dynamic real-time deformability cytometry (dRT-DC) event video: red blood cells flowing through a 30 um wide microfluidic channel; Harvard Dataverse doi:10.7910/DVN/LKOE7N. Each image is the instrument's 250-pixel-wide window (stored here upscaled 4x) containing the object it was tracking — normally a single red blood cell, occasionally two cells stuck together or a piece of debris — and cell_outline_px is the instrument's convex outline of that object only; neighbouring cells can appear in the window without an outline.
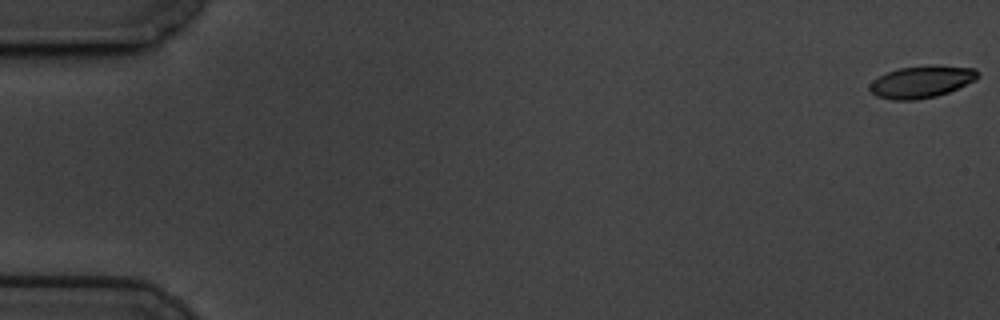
{"species": "common noctule bat (a hibernating species)", "species_latin": "Nyctalus noctula", "temperature_condition": "cold", "stored_images_in_passage": 60, "camera_frame_rate_fps": 3000, "um_per_image_px": 0.085, "animal": {"sex": "male", "body_mass_g": 19.5, "forearm_length_mm": 54.6}, "frame": {"image": 1, "passage_image": 1, "time_ms": 0.0, "image_size_px": [1000, 320], "cell_outline_px": [[980, 76], [976, 80], [948, 92], [936, 96], [916, 100], [892, 100], [876, 96], [868, 88], [868, 84], [872, 80], [888, 72], [900, 68], [976, 68], [980, 72]], "centroid_in_image_um": [78.28, 7.01], "position_along_channel_um": 6.7, "area_um2": 19.36}}
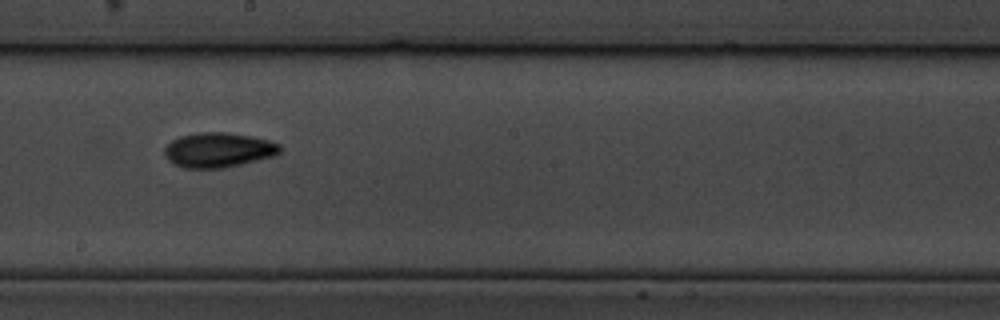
{"frame": {"image": 2, "passage_image": 34, "time_ms": 11.0, "image_size_px": [1000, 320], "cell_outline_px": [[280, 152], [276, 156], [224, 168], [184, 168], [168, 160], [164, 152], [164, 148], [172, 140], [180, 136], [200, 132], [228, 132], [252, 136], [268, 140], [280, 144]], "centroid_in_image_um": [18.58, 12.74], "position_along_channel_um": 229.6, "area_um2": 23.47}}
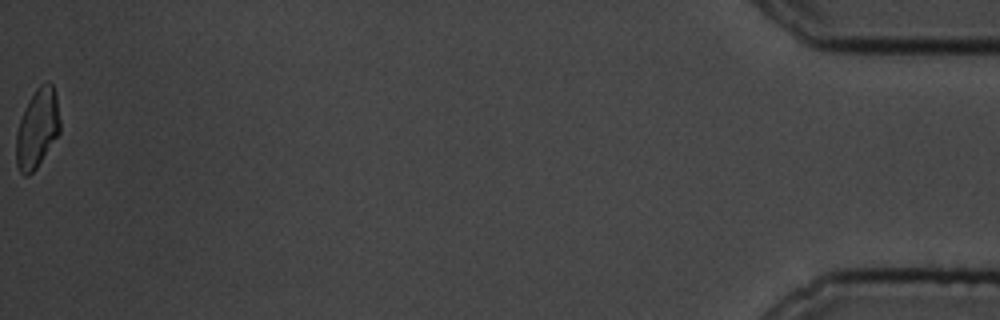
{"frame": {"image": 3, "passage_image": 60, "time_ms": 19.667, "image_size_px": [1000, 320], "cell_outline_px": [[60, 132], [36, 168], [28, 176], [24, 176], [20, 172], [16, 164], [16, 132], [20, 120], [36, 88], [40, 84], [48, 80], [52, 84], [56, 96], [60, 120]], "centroid_in_image_um": [3.17, 10.93], "position_along_channel_um": 432.0, "area_um2": 19.94}, "authors_computed_cell_mechanics": {"area_um2": 21.2415, "velocity_mm_per_s": 3.4325, "shape_relaxation_time_tau1_ms": 3.6657, "shape_relaxation_time_tau2_ms": 5.3972, "deformation_change_tau1": 0.1391, "deformation_change_tau2": 0.0884}}